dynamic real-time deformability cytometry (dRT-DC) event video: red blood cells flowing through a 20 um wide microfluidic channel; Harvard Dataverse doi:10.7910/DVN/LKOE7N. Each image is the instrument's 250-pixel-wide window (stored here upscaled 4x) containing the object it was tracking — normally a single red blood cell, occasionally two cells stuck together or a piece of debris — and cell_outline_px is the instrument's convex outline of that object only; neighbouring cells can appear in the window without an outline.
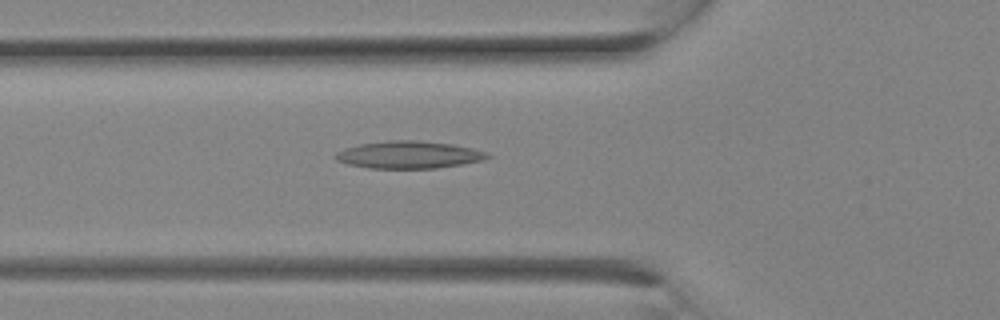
{"species": "Egyptian fruit bat (a non-hibernating species)", "species_latin": "Rousettus aegyptiacus", "temperature_condition": "room temperature", "stored_images_in_passage": 19, "camera_frame_rate_fps": 3000, "um_per_image_px": 0.085, "animal": {"sex": "female"}, "frame": {"image": 1, "passage_image": 9, "time_ms": 2.667, "image_size_px": [1000, 320], "cell_outline_px": [[492, 156], [480, 160], [460, 164], [436, 168], [368, 168], [348, 164], [336, 160], [332, 156], [336, 152], [344, 148], [360, 144], [388, 140], [416, 140], [452, 144], [472, 148], [488, 152]], "centroid_in_image_um": [34.7, 13.15], "position_along_channel_um": 91.1, "area_um2": 24.16}}
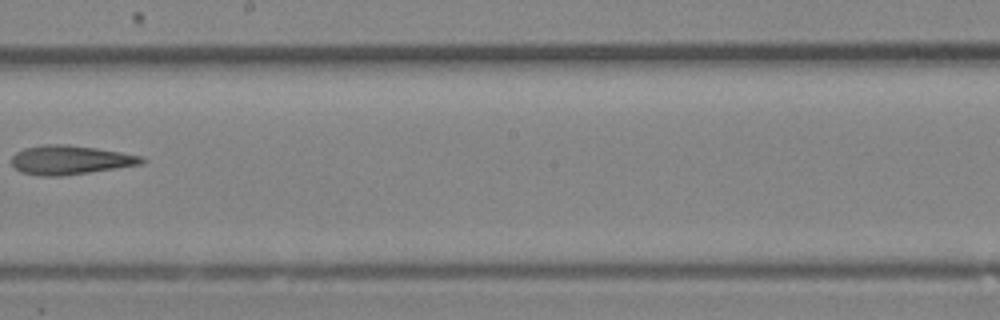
{"frame": {"image": 2, "passage_image": 15, "time_ms": 4.667, "image_size_px": [1000, 320], "cell_outline_px": [[148, 160], [140, 164], [116, 168], [64, 176], [36, 176], [20, 172], [12, 164], [12, 156], [16, 152], [24, 148], [44, 144], [64, 144], [96, 148], [120, 152], [140, 156]], "centroid_in_image_um": [5.93, 13.6], "position_along_channel_um": 242.3, "area_um2": 22.02}}
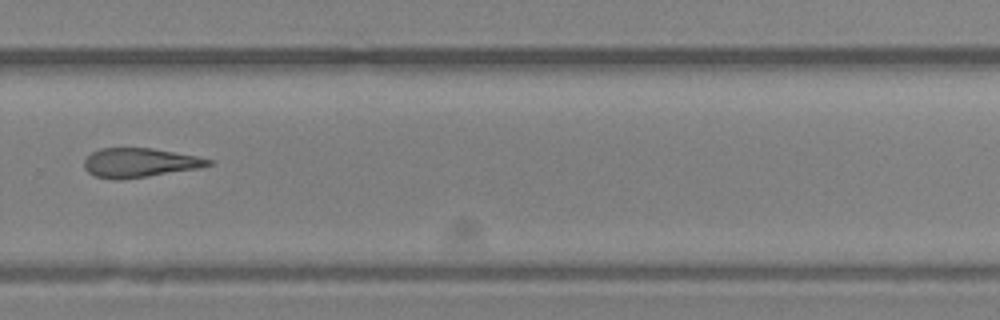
{"frame": {"image": 3, "passage_image": 18, "time_ms": 5.667, "image_size_px": [1000, 320], "cell_outline_px": [[216, 164], [200, 168], [148, 176], [120, 180], [112, 180], [96, 176], [88, 172], [84, 168], [84, 160], [92, 152], [100, 148], [152, 148], [196, 156], [212, 160]], "centroid_in_image_um": [11.87, 13.84], "position_along_channel_um": 317.9, "area_um2": 21.21}}